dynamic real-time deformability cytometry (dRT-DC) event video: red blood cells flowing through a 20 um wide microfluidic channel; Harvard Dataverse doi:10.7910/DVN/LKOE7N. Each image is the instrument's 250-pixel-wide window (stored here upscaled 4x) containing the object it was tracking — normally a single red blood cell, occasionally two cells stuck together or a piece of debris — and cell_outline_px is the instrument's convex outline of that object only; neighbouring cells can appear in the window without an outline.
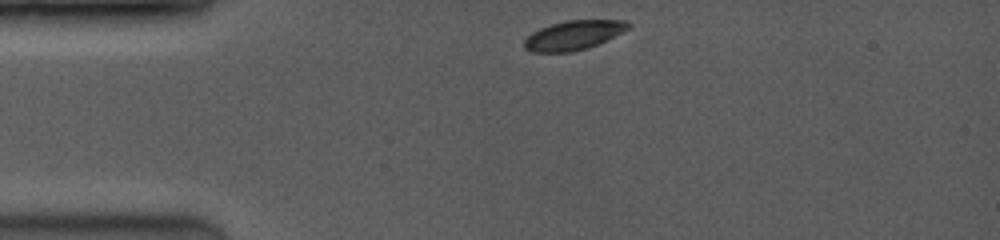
{"species": "common noctule bat (a hibernating species)", "species_latin": "Nyctalus noctula", "temperature_condition": "room temperature", "stored_images_in_passage": 38, "camera_frame_rate_fps": 3500, "um_per_image_px": 0.085, "animal": {"sex": "female", "body_mass_g": 19.0, "forearm_length_mm": 53.3}, "frame": {"image": 1, "passage_image": 1, "time_ms": 0.0, "image_size_px": [1000, 240], "cell_outline_px": [[632, 24], [628, 28], [588, 48], [572, 52], [532, 52], [524, 48], [524, 40], [532, 32], [540, 28], [564, 20], [624, 20]], "centroid_in_image_um": [48.7, 2.99], "position_along_channel_um": 36.3, "area_um2": 17.51}}
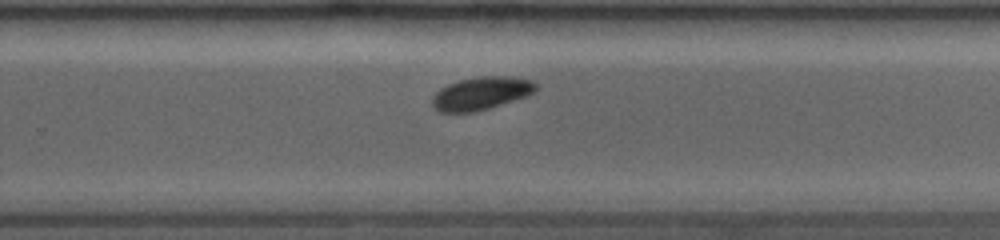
{"frame": {"image": 2, "passage_image": 24, "time_ms": 7.143, "image_size_px": [1000, 240], "cell_outline_px": [[536, 88], [528, 96], [488, 108], [472, 112], [440, 112], [432, 104], [432, 100], [436, 92], [440, 88], [448, 84], [460, 80], [476, 76], [512, 76], [536, 80]], "centroid_in_image_um": [40.93, 7.91], "position_along_channel_um": 288.9, "area_um2": 19.88}}
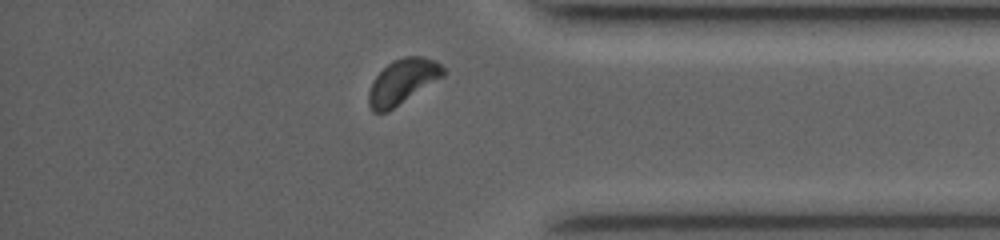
{"frame": {"image": 3, "passage_image": 34, "time_ms": 10.0, "image_size_px": [1000, 240], "cell_outline_px": [[444, 76], [388, 112], [372, 112], [368, 104], [368, 92], [372, 80], [388, 64], [404, 56], [424, 56], [436, 60], [444, 68]], "centroid_in_image_um": [34.21, 6.94], "position_along_channel_um": 401.0, "area_um2": 19.54}, "authors_computed_cell_mechanics": {"area_um2": 19.8543, "velocity_mm_per_s": 4.0492, "shape_relaxation_time_tau1_ms": 2.2375, "shape_relaxation_time_tau2_ms": null, "deformation_change_tau1": 0.0833, "deformation_change_tau2": null}}